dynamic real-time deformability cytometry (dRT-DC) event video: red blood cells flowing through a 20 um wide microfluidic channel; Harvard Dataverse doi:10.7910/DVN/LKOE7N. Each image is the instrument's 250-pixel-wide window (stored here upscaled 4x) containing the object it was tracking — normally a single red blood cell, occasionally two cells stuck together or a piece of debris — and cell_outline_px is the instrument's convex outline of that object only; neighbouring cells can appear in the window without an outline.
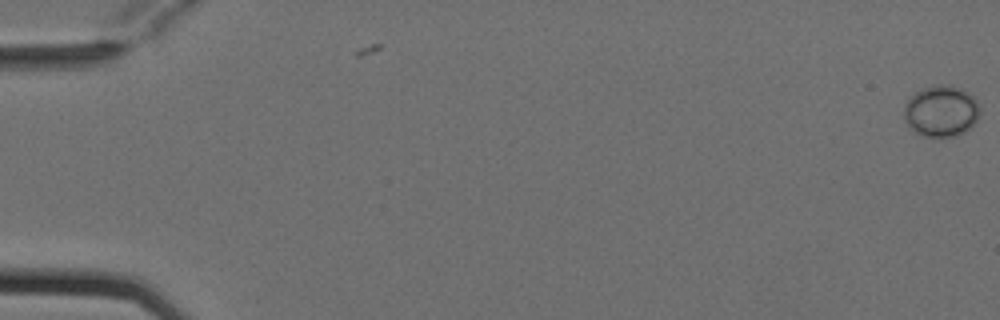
{"species": "Egyptian fruit bat (a non-hibernating species)", "species_latin": "Rousettus aegyptiacus", "temperature_condition": "cold", "stored_images_in_passage": 6, "camera_frame_rate_fps": 3000, "um_per_image_px": 0.085, "animal": {"sex": "female"}, "frame": {"image": 1, "passage_image": 6, "time_ms": 1.667, "image_size_px": [1000, 320], "cell_outline_px": [[980, 112], [976, 120], [964, 132], [956, 136], [920, 136], [904, 120], [904, 104], [908, 96], [920, 88], [936, 84], [952, 84], [968, 92], [976, 100], [980, 108]], "centroid_in_image_um": [79.96, 9.4], "position_along_channel_um": 5.0, "area_um2": 22.95}}